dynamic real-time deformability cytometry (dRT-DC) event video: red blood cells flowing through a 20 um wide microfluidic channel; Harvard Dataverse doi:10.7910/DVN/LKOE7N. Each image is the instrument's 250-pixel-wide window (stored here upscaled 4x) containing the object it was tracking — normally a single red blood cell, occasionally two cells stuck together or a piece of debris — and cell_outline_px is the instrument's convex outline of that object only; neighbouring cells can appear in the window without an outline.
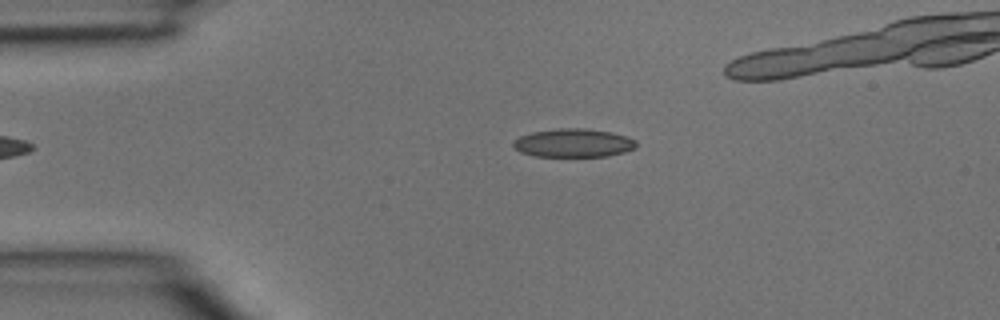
{"species": "common noctule bat (a hibernating species)", "species_latin": "Nyctalus noctula", "temperature_condition": "room temperature", "stored_images_in_passage": 2, "camera_frame_rate_fps": 3000, "um_per_image_px": 0.085, "animal": {"sex": "male", "body_mass_g": 15.6}, "frame": {"image": 1, "passage_image": 2, "time_ms": 0.333, "image_size_px": [1000, 320], "cell_outline_px": [[636, 148], [624, 152], [608, 156], [536, 156], [520, 152], [512, 144], [520, 136], [532, 132], [560, 128], [584, 128], [612, 132], [636, 140]], "centroid_in_image_um": [48.76, 12.15], "position_along_channel_um": 36.2, "area_um2": 20.23}}